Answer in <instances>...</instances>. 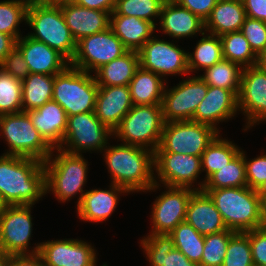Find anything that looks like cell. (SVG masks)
Masks as SVG:
<instances>
[{"instance_id":"obj_42","label":"cell","mask_w":266,"mask_h":266,"mask_svg":"<svg viewBox=\"0 0 266 266\" xmlns=\"http://www.w3.org/2000/svg\"><path fill=\"white\" fill-rule=\"evenodd\" d=\"M235 233L230 229L205 236L204 249L199 266H222L230 237Z\"/></svg>"},{"instance_id":"obj_8","label":"cell","mask_w":266,"mask_h":266,"mask_svg":"<svg viewBox=\"0 0 266 266\" xmlns=\"http://www.w3.org/2000/svg\"><path fill=\"white\" fill-rule=\"evenodd\" d=\"M0 136L9 148L4 155L44 162L52 154L53 148L39 134L27 112L0 115Z\"/></svg>"},{"instance_id":"obj_28","label":"cell","mask_w":266,"mask_h":266,"mask_svg":"<svg viewBox=\"0 0 266 266\" xmlns=\"http://www.w3.org/2000/svg\"><path fill=\"white\" fill-rule=\"evenodd\" d=\"M110 28L128 51L138 52L157 26L135 16L110 15Z\"/></svg>"},{"instance_id":"obj_5","label":"cell","mask_w":266,"mask_h":266,"mask_svg":"<svg viewBox=\"0 0 266 266\" xmlns=\"http://www.w3.org/2000/svg\"><path fill=\"white\" fill-rule=\"evenodd\" d=\"M26 23L34 31L27 35L58 51L69 62L76 51L74 40L59 5H50L31 0L27 8Z\"/></svg>"},{"instance_id":"obj_43","label":"cell","mask_w":266,"mask_h":266,"mask_svg":"<svg viewBox=\"0 0 266 266\" xmlns=\"http://www.w3.org/2000/svg\"><path fill=\"white\" fill-rule=\"evenodd\" d=\"M249 231L235 232L227 246L222 266H253Z\"/></svg>"},{"instance_id":"obj_33","label":"cell","mask_w":266,"mask_h":266,"mask_svg":"<svg viewBox=\"0 0 266 266\" xmlns=\"http://www.w3.org/2000/svg\"><path fill=\"white\" fill-rule=\"evenodd\" d=\"M54 75L30 73L22 81V111L27 112L52 100Z\"/></svg>"},{"instance_id":"obj_1","label":"cell","mask_w":266,"mask_h":266,"mask_svg":"<svg viewBox=\"0 0 266 266\" xmlns=\"http://www.w3.org/2000/svg\"><path fill=\"white\" fill-rule=\"evenodd\" d=\"M0 194L7 206L34 205L46 194L43 162L20 156H0Z\"/></svg>"},{"instance_id":"obj_15","label":"cell","mask_w":266,"mask_h":266,"mask_svg":"<svg viewBox=\"0 0 266 266\" xmlns=\"http://www.w3.org/2000/svg\"><path fill=\"white\" fill-rule=\"evenodd\" d=\"M154 36L138 51L140 67L162 78L166 75L189 74L187 52L170 41Z\"/></svg>"},{"instance_id":"obj_10","label":"cell","mask_w":266,"mask_h":266,"mask_svg":"<svg viewBox=\"0 0 266 266\" xmlns=\"http://www.w3.org/2000/svg\"><path fill=\"white\" fill-rule=\"evenodd\" d=\"M220 134L212 126L192 120L166 122L155 152H172L201 157L207 146Z\"/></svg>"},{"instance_id":"obj_2","label":"cell","mask_w":266,"mask_h":266,"mask_svg":"<svg viewBox=\"0 0 266 266\" xmlns=\"http://www.w3.org/2000/svg\"><path fill=\"white\" fill-rule=\"evenodd\" d=\"M103 149L111 183L132 192H148L155 184L154 152L139 146L118 144Z\"/></svg>"},{"instance_id":"obj_53","label":"cell","mask_w":266,"mask_h":266,"mask_svg":"<svg viewBox=\"0 0 266 266\" xmlns=\"http://www.w3.org/2000/svg\"><path fill=\"white\" fill-rule=\"evenodd\" d=\"M256 193L259 196L261 202L266 199V181H264L257 187Z\"/></svg>"},{"instance_id":"obj_13","label":"cell","mask_w":266,"mask_h":266,"mask_svg":"<svg viewBox=\"0 0 266 266\" xmlns=\"http://www.w3.org/2000/svg\"><path fill=\"white\" fill-rule=\"evenodd\" d=\"M154 167L157 177L155 176V184L148 189L149 192H154L159 186L161 187L160 183L163 184L162 186L190 188L197 191L194 183L202 172L201 157L172 152H154Z\"/></svg>"},{"instance_id":"obj_7","label":"cell","mask_w":266,"mask_h":266,"mask_svg":"<svg viewBox=\"0 0 266 266\" xmlns=\"http://www.w3.org/2000/svg\"><path fill=\"white\" fill-rule=\"evenodd\" d=\"M165 121L162 105H133L113 131L122 144L134 145L153 152L159 147Z\"/></svg>"},{"instance_id":"obj_9","label":"cell","mask_w":266,"mask_h":266,"mask_svg":"<svg viewBox=\"0 0 266 266\" xmlns=\"http://www.w3.org/2000/svg\"><path fill=\"white\" fill-rule=\"evenodd\" d=\"M113 131L105 126L93 112L67 116V127L62 144L58 147L65 152L82 154L86 151H99L108 146Z\"/></svg>"},{"instance_id":"obj_23","label":"cell","mask_w":266,"mask_h":266,"mask_svg":"<svg viewBox=\"0 0 266 266\" xmlns=\"http://www.w3.org/2000/svg\"><path fill=\"white\" fill-rule=\"evenodd\" d=\"M74 40L100 33L110 27L111 13L85 8L71 2L59 4Z\"/></svg>"},{"instance_id":"obj_21","label":"cell","mask_w":266,"mask_h":266,"mask_svg":"<svg viewBox=\"0 0 266 266\" xmlns=\"http://www.w3.org/2000/svg\"><path fill=\"white\" fill-rule=\"evenodd\" d=\"M133 107L129 87L98 86L95 104L96 117L114 131Z\"/></svg>"},{"instance_id":"obj_54","label":"cell","mask_w":266,"mask_h":266,"mask_svg":"<svg viewBox=\"0 0 266 266\" xmlns=\"http://www.w3.org/2000/svg\"><path fill=\"white\" fill-rule=\"evenodd\" d=\"M11 255L0 249V266H9Z\"/></svg>"},{"instance_id":"obj_32","label":"cell","mask_w":266,"mask_h":266,"mask_svg":"<svg viewBox=\"0 0 266 266\" xmlns=\"http://www.w3.org/2000/svg\"><path fill=\"white\" fill-rule=\"evenodd\" d=\"M219 135L213 139L201 155V169L206 175L204 180L198 183L197 191L203 189L205 180L211 174L229 164L241 152L242 148L230 140L220 138Z\"/></svg>"},{"instance_id":"obj_17","label":"cell","mask_w":266,"mask_h":266,"mask_svg":"<svg viewBox=\"0 0 266 266\" xmlns=\"http://www.w3.org/2000/svg\"><path fill=\"white\" fill-rule=\"evenodd\" d=\"M157 196L151 208L152 229L149 234H170L186 219L188 202L196 191L190 188L168 187Z\"/></svg>"},{"instance_id":"obj_19","label":"cell","mask_w":266,"mask_h":266,"mask_svg":"<svg viewBox=\"0 0 266 266\" xmlns=\"http://www.w3.org/2000/svg\"><path fill=\"white\" fill-rule=\"evenodd\" d=\"M237 111H239L238 96L233 91L208 86L207 94L198 105L192 121L212 126L220 133L217 125L234 117Z\"/></svg>"},{"instance_id":"obj_58","label":"cell","mask_w":266,"mask_h":266,"mask_svg":"<svg viewBox=\"0 0 266 266\" xmlns=\"http://www.w3.org/2000/svg\"><path fill=\"white\" fill-rule=\"evenodd\" d=\"M7 205L5 204L1 194H0V211L3 210Z\"/></svg>"},{"instance_id":"obj_4","label":"cell","mask_w":266,"mask_h":266,"mask_svg":"<svg viewBox=\"0 0 266 266\" xmlns=\"http://www.w3.org/2000/svg\"><path fill=\"white\" fill-rule=\"evenodd\" d=\"M53 152L56 154L54 155ZM43 164L46 194L52 191L56 199L63 203L80 194L76 205L78 206L85 193L83 186L87 182L88 161L84 156L53 148L52 154Z\"/></svg>"},{"instance_id":"obj_50","label":"cell","mask_w":266,"mask_h":266,"mask_svg":"<svg viewBox=\"0 0 266 266\" xmlns=\"http://www.w3.org/2000/svg\"><path fill=\"white\" fill-rule=\"evenodd\" d=\"M71 3L85 8L112 13L116 5V0H72Z\"/></svg>"},{"instance_id":"obj_39","label":"cell","mask_w":266,"mask_h":266,"mask_svg":"<svg viewBox=\"0 0 266 266\" xmlns=\"http://www.w3.org/2000/svg\"><path fill=\"white\" fill-rule=\"evenodd\" d=\"M31 0L0 1V32L16 41L22 36L19 24L27 21V8Z\"/></svg>"},{"instance_id":"obj_40","label":"cell","mask_w":266,"mask_h":266,"mask_svg":"<svg viewBox=\"0 0 266 266\" xmlns=\"http://www.w3.org/2000/svg\"><path fill=\"white\" fill-rule=\"evenodd\" d=\"M166 0H116L111 15L135 16L152 22L160 18L162 6Z\"/></svg>"},{"instance_id":"obj_56","label":"cell","mask_w":266,"mask_h":266,"mask_svg":"<svg viewBox=\"0 0 266 266\" xmlns=\"http://www.w3.org/2000/svg\"><path fill=\"white\" fill-rule=\"evenodd\" d=\"M262 227L266 229V199L262 202Z\"/></svg>"},{"instance_id":"obj_6","label":"cell","mask_w":266,"mask_h":266,"mask_svg":"<svg viewBox=\"0 0 266 266\" xmlns=\"http://www.w3.org/2000/svg\"><path fill=\"white\" fill-rule=\"evenodd\" d=\"M93 75L71 65L54 75L52 100L62 106L67 116L95 111L98 85Z\"/></svg>"},{"instance_id":"obj_11","label":"cell","mask_w":266,"mask_h":266,"mask_svg":"<svg viewBox=\"0 0 266 266\" xmlns=\"http://www.w3.org/2000/svg\"><path fill=\"white\" fill-rule=\"evenodd\" d=\"M31 207L33 205L6 206L0 211V249L9 255L39 252L40 243L29 250L34 225Z\"/></svg>"},{"instance_id":"obj_16","label":"cell","mask_w":266,"mask_h":266,"mask_svg":"<svg viewBox=\"0 0 266 266\" xmlns=\"http://www.w3.org/2000/svg\"><path fill=\"white\" fill-rule=\"evenodd\" d=\"M238 109L246 116L244 131L266 121V69L261 64L243 68Z\"/></svg>"},{"instance_id":"obj_52","label":"cell","mask_w":266,"mask_h":266,"mask_svg":"<svg viewBox=\"0 0 266 266\" xmlns=\"http://www.w3.org/2000/svg\"><path fill=\"white\" fill-rule=\"evenodd\" d=\"M15 46L16 40L12 36L0 32V63Z\"/></svg>"},{"instance_id":"obj_38","label":"cell","mask_w":266,"mask_h":266,"mask_svg":"<svg viewBox=\"0 0 266 266\" xmlns=\"http://www.w3.org/2000/svg\"><path fill=\"white\" fill-rule=\"evenodd\" d=\"M175 248L180 250L190 261L201 262L205 236L199 234L186 221L181 222L171 233Z\"/></svg>"},{"instance_id":"obj_27","label":"cell","mask_w":266,"mask_h":266,"mask_svg":"<svg viewBox=\"0 0 266 266\" xmlns=\"http://www.w3.org/2000/svg\"><path fill=\"white\" fill-rule=\"evenodd\" d=\"M140 242L151 266H199L175 248L170 234H149Z\"/></svg>"},{"instance_id":"obj_55","label":"cell","mask_w":266,"mask_h":266,"mask_svg":"<svg viewBox=\"0 0 266 266\" xmlns=\"http://www.w3.org/2000/svg\"><path fill=\"white\" fill-rule=\"evenodd\" d=\"M39 1L50 5H59L62 3L71 2L72 0H39Z\"/></svg>"},{"instance_id":"obj_24","label":"cell","mask_w":266,"mask_h":266,"mask_svg":"<svg viewBox=\"0 0 266 266\" xmlns=\"http://www.w3.org/2000/svg\"><path fill=\"white\" fill-rule=\"evenodd\" d=\"M85 191L76 211L81 220L93 223L106 221L115 211L119 203V195L121 193L130 194L126 188L112 183L108 190L96 188Z\"/></svg>"},{"instance_id":"obj_30","label":"cell","mask_w":266,"mask_h":266,"mask_svg":"<svg viewBox=\"0 0 266 266\" xmlns=\"http://www.w3.org/2000/svg\"><path fill=\"white\" fill-rule=\"evenodd\" d=\"M139 67L138 52L127 51L102 65L95 71L94 77L98 86H127Z\"/></svg>"},{"instance_id":"obj_45","label":"cell","mask_w":266,"mask_h":266,"mask_svg":"<svg viewBox=\"0 0 266 266\" xmlns=\"http://www.w3.org/2000/svg\"><path fill=\"white\" fill-rule=\"evenodd\" d=\"M0 69L20 81L30 74L28 64L17 46L0 63Z\"/></svg>"},{"instance_id":"obj_44","label":"cell","mask_w":266,"mask_h":266,"mask_svg":"<svg viewBox=\"0 0 266 266\" xmlns=\"http://www.w3.org/2000/svg\"><path fill=\"white\" fill-rule=\"evenodd\" d=\"M240 31L254 53L261 58L266 53V22L247 17Z\"/></svg>"},{"instance_id":"obj_26","label":"cell","mask_w":266,"mask_h":266,"mask_svg":"<svg viewBox=\"0 0 266 266\" xmlns=\"http://www.w3.org/2000/svg\"><path fill=\"white\" fill-rule=\"evenodd\" d=\"M27 113L44 140L52 148H58L63 142L67 127V114L62 106L51 100Z\"/></svg>"},{"instance_id":"obj_37","label":"cell","mask_w":266,"mask_h":266,"mask_svg":"<svg viewBox=\"0 0 266 266\" xmlns=\"http://www.w3.org/2000/svg\"><path fill=\"white\" fill-rule=\"evenodd\" d=\"M246 170L244 156L240 152L229 164L211 174L203 189H220L229 187H246Z\"/></svg>"},{"instance_id":"obj_41","label":"cell","mask_w":266,"mask_h":266,"mask_svg":"<svg viewBox=\"0 0 266 266\" xmlns=\"http://www.w3.org/2000/svg\"><path fill=\"white\" fill-rule=\"evenodd\" d=\"M22 112V81L0 69V115Z\"/></svg>"},{"instance_id":"obj_47","label":"cell","mask_w":266,"mask_h":266,"mask_svg":"<svg viewBox=\"0 0 266 266\" xmlns=\"http://www.w3.org/2000/svg\"><path fill=\"white\" fill-rule=\"evenodd\" d=\"M249 241L254 265L266 266V229L260 227L250 230Z\"/></svg>"},{"instance_id":"obj_35","label":"cell","mask_w":266,"mask_h":266,"mask_svg":"<svg viewBox=\"0 0 266 266\" xmlns=\"http://www.w3.org/2000/svg\"><path fill=\"white\" fill-rule=\"evenodd\" d=\"M243 68L229 60L222 59L211 67L204 69L200 78L208 86H216L233 91L237 96L240 91Z\"/></svg>"},{"instance_id":"obj_49","label":"cell","mask_w":266,"mask_h":266,"mask_svg":"<svg viewBox=\"0 0 266 266\" xmlns=\"http://www.w3.org/2000/svg\"><path fill=\"white\" fill-rule=\"evenodd\" d=\"M247 17L266 22V0H242Z\"/></svg>"},{"instance_id":"obj_3","label":"cell","mask_w":266,"mask_h":266,"mask_svg":"<svg viewBox=\"0 0 266 266\" xmlns=\"http://www.w3.org/2000/svg\"><path fill=\"white\" fill-rule=\"evenodd\" d=\"M202 191L213 200L228 229L247 232L262 227V202L255 189L246 186Z\"/></svg>"},{"instance_id":"obj_48","label":"cell","mask_w":266,"mask_h":266,"mask_svg":"<svg viewBox=\"0 0 266 266\" xmlns=\"http://www.w3.org/2000/svg\"><path fill=\"white\" fill-rule=\"evenodd\" d=\"M181 6L190 10L193 14L200 17L203 21L211 14L212 9L218 0H174Z\"/></svg>"},{"instance_id":"obj_51","label":"cell","mask_w":266,"mask_h":266,"mask_svg":"<svg viewBox=\"0 0 266 266\" xmlns=\"http://www.w3.org/2000/svg\"><path fill=\"white\" fill-rule=\"evenodd\" d=\"M9 266H44L39 253L11 255Z\"/></svg>"},{"instance_id":"obj_46","label":"cell","mask_w":266,"mask_h":266,"mask_svg":"<svg viewBox=\"0 0 266 266\" xmlns=\"http://www.w3.org/2000/svg\"><path fill=\"white\" fill-rule=\"evenodd\" d=\"M241 153L244 156L247 186L256 190L261 183L266 181V154L247 161L246 153L243 150Z\"/></svg>"},{"instance_id":"obj_18","label":"cell","mask_w":266,"mask_h":266,"mask_svg":"<svg viewBox=\"0 0 266 266\" xmlns=\"http://www.w3.org/2000/svg\"><path fill=\"white\" fill-rule=\"evenodd\" d=\"M96 249L78 239L47 240L40 243L44 266H97Z\"/></svg>"},{"instance_id":"obj_25","label":"cell","mask_w":266,"mask_h":266,"mask_svg":"<svg viewBox=\"0 0 266 266\" xmlns=\"http://www.w3.org/2000/svg\"><path fill=\"white\" fill-rule=\"evenodd\" d=\"M185 221L203 236L228 229L213 200L202 190L191 195Z\"/></svg>"},{"instance_id":"obj_14","label":"cell","mask_w":266,"mask_h":266,"mask_svg":"<svg viewBox=\"0 0 266 266\" xmlns=\"http://www.w3.org/2000/svg\"><path fill=\"white\" fill-rule=\"evenodd\" d=\"M208 85L200 76H192L168 89L162 99L163 119L166 122L192 120L198 105L207 94Z\"/></svg>"},{"instance_id":"obj_22","label":"cell","mask_w":266,"mask_h":266,"mask_svg":"<svg viewBox=\"0 0 266 266\" xmlns=\"http://www.w3.org/2000/svg\"><path fill=\"white\" fill-rule=\"evenodd\" d=\"M159 20L162 32L175 39L193 38L205 32V21L174 0L164 2Z\"/></svg>"},{"instance_id":"obj_31","label":"cell","mask_w":266,"mask_h":266,"mask_svg":"<svg viewBox=\"0 0 266 266\" xmlns=\"http://www.w3.org/2000/svg\"><path fill=\"white\" fill-rule=\"evenodd\" d=\"M165 78L139 67L128 84L133 105L161 104L165 89ZM165 82V83H164Z\"/></svg>"},{"instance_id":"obj_57","label":"cell","mask_w":266,"mask_h":266,"mask_svg":"<svg viewBox=\"0 0 266 266\" xmlns=\"http://www.w3.org/2000/svg\"><path fill=\"white\" fill-rule=\"evenodd\" d=\"M266 69V53L260 58V63Z\"/></svg>"},{"instance_id":"obj_29","label":"cell","mask_w":266,"mask_h":266,"mask_svg":"<svg viewBox=\"0 0 266 266\" xmlns=\"http://www.w3.org/2000/svg\"><path fill=\"white\" fill-rule=\"evenodd\" d=\"M246 18L242 0H218L205 21V32L221 36L240 31Z\"/></svg>"},{"instance_id":"obj_20","label":"cell","mask_w":266,"mask_h":266,"mask_svg":"<svg viewBox=\"0 0 266 266\" xmlns=\"http://www.w3.org/2000/svg\"><path fill=\"white\" fill-rule=\"evenodd\" d=\"M16 46L21 50L30 73L56 75L70 65L58 51L28 35L21 36L16 41Z\"/></svg>"},{"instance_id":"obj_34","label":"cell","mask_w":266,"mask_h":266,"mask_svg":"<svg viewBox=\"0 0 266 266\" xmlns=\"http://www.w3.org/2000/svg\"><path fill=\"white\" fill-rule=\"evenodd\" d=\"M189 73L204 70L223 59L220 36L204 32L194 52L187 53Z\"/></svg>"},{"instance_id":"obj_12","label":"cell","mask_w":266,"mask_h":266,"mask_svg":"<svg viewBox=\"0 0 266 266\" xmlns=\"http://www.w3.org/2000/svg\"><path fill=\"white\" fill-rule=\"evenodd\" d=\"M127 51L122 41L109 27L100 33L83 37L76 42L75 55L70 65L92 73L102 65L119 58Z\"/></svg>"},{"instance_id":"obj_36","label":"cell","mask_w":266,"mask_h":266,"mask_svg":"<svg viewBox=\"0 0 266 266\" xmlns=\"http://www.w3.org/2000/svg\"><path fill=\"white\" fill-rule=\"evenodd\" d=\"M223 59L240 65L242 68L260 63V58L251 49L241 31L229 32L220 36Z\"/></svg>"}]
</instances>
